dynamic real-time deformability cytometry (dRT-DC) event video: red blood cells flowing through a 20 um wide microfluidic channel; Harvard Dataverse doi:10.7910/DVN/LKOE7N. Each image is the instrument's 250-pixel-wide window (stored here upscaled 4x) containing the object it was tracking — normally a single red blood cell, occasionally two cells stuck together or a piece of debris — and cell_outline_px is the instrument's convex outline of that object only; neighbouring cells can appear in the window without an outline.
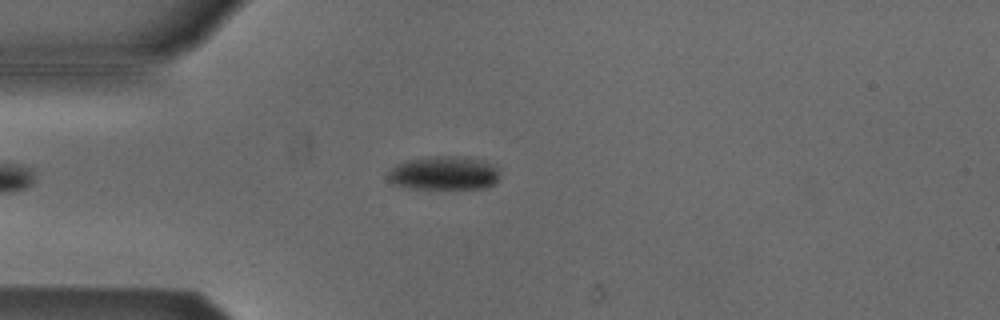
{"species": "Egyptian fruit bat (a non-hibernating species)", "species_latin": "Rousettus aegyptiacus", "temperature_condition": "cold", "stored_images_in_passage": 48, "camera_frame_rate_fps": 3000, "um_per_image_px": 0.085, "animal": {"sex": "male"}, "frame": {"image": 1, "passage_image": 9, "time_ms": 2.667, "image_size_px": [1000, 320], "cell_outline_px": [[500, 176], [496, 184], [488, 188], [412, 188], [392, 184], [384, 176], [396, 164], [408, 160], [428, 156], [468, 156], [484, 160], [496, 164], [500, 168]], "centroid_in_image_um": [37.8, 14.7], "position_along_channel_um": 47.2, "area_um2": 22.66}}
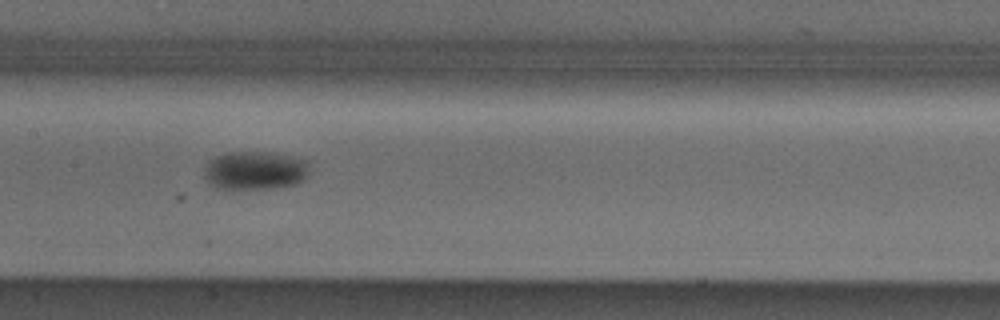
{"frame": {"image": 2, "passage_image": 21, "time_ms": 6.667, "image_size_px": [1000, 320], "cell_outline_px": [[308, 160], [304, 180], [296, 184], [272, 188], [220, 188], [212, 184], [204, 176], [204, 164], [208, 160], [216, 156], [228, 152], [252, 152], [284, 156]], "centroid_in_image_um": [21.61, 14.49], "position_along_channel_um": 185.8, "area_um2": 22.95}}
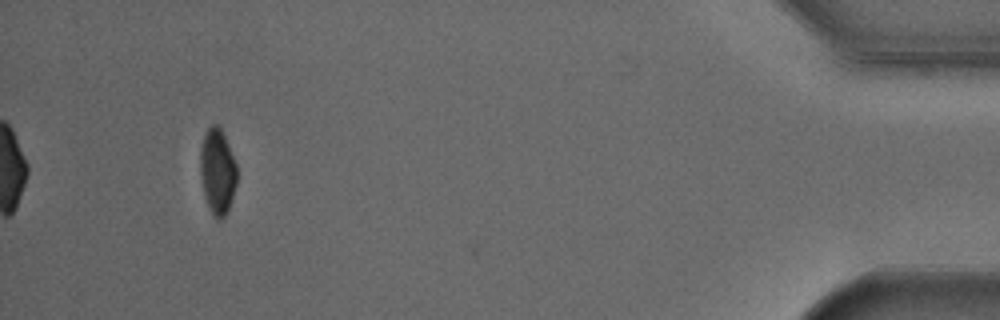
{"frame": {"image": 3, "passage_image": 45, "time_ms": 14.667, "image_size_px": [1000, 320], "cell_outline_px": [[236, 184], [228, 212], [220, 220], [216, 220], [212, 216], [208, 208], [200, 176], [200, 148], [204, 136], [208, 128], [212, 124], [216, 124], [220, 128], [228, 144], [236, 164]], "centroid_in_image_um": [18.47, 14.62], "position_along_channel_um": 416.7, "area_um2": 18.26}, "authors_computed_cell_mechanics": {"area_um2": 21.3571, "velocity_mm_per_s": 3.8235, "shape_relaxation_time_tau1_ms": 1.8412, "shape_relaxation_time_tau2_ms": null, "deformation_change_tau1": 0.0856, "deformation_change_tau2": null}}